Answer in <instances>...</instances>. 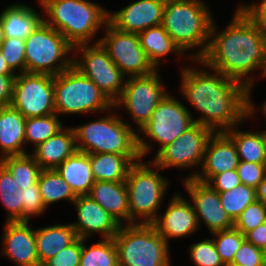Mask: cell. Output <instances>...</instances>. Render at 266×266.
I'll return each mask as SVG.
<instances>
[{
  "label": "cell",
  "instance_id": "obj_8",
  "mask_svg": "<svg viewBox=\"0 0 266 266\" xmlns=\"http://www.w3.org/2000/svg\"><path fill=\"white\" fill-rule=\"evenodd\" d=\"M159 171L162 169L142 159L130 167L125 180L130 224H152L158 217V209L169 187L168 179L160 175Z\"/></svg>",
  "mask_w": 266,
  "mask_h": 266
},
{
  "label": "cell",
  "instance_id": "obj_18",
  "mask_svg": "<svg viewBox=\"0 0 266 266\" xmlns=\"http://www.w3.org/2000/svg\"><path fill=\"white\" fill-rule=\"evenodd\" d=\"M239 163L236 146L226 132H213L210 136L201 166L197 171L186 178H195L208 183L215 175L225 171L236 170Z\"/></svg>",
  "mask_w": 266,
  "mask_h": 266
},
{
  "label": "cell",
  "instance_id": "obj_31",
  "mask_svg": "<svg viewBox=\"0 0 266 266\" xmlns=\"http://www.w3.org/2000/svg\"><path fill=\"white\" fill-rule=\"evenodd\" d=\"M138 37L141 47L156 69L160 66L161 57L169 53L179 54V56L184 54L162 25L148 28L140 32Z\"/></svg>",
  "mask_w": 266,
  "mask_h": 266
},
{
  "label": "cell",
  "instance_id": "obj_46",
  "mask_svg": "<svg viewBox=\"0 0 266 266\" xmlns=\"http://www.w3.org/2000/svg\"><path fill=\"white\" fill-rule=\"evenodd\" d=\"M245 240L266 251V222L247 232Z\"/></svg>",
  "mask_w": 266,
  "mask_h": 266
},
{
  "label": "cell",
  "instance_id": "obj_17",
  "mask_svg": "<svg viewBox=\"0 0 266 266\" xmlns=\"http://www.w3.org/2000/svg\"><path fill=\"white\" fill-rule=\"evenodd\" d=\"M183 183L191 197L199 226L201 219L211 234L234 227V222L221 204L219 193L208 183L198 181L195 178H186Z\"/></svg>",
  "mask_w": 266,
  "mask_h": 266
},
{
  "label": "cell",
  "instance_id": "obj_44",
  "mask_svg": "<svg viewBox=\"0 0 266 266\" xmlns=\"http://www.w3.org/2000/svg\"><path fill=\"white\" fill-rule=\"evenodd\" d=\"M208 184L219 193L232 190L234 187L241 184V180L236 170H230L215 175Z\"/></svg>",
  "mask_w": 266,
  "mask_h": 266
},
{
  "label": "cell",
  "instance_id": "obj_40",
  "mask_svg": "<svg viewBox=\"0 0 266 266\" xmlns=\"http://www.w3.org/2000/svg\"><path fill=\"white\" fill-rule=\"evenodd\" d=\"M229 266H266V251L244 240Z\"/></svg>",
  "mask_w": 266,
  "mask_h": 266
},
{
  "label": "cell",
  "instance_id": "obj_25",
  "mask_svg": "<svg viewBox=\"0 0 266 266\" xmlns=\"http://www.w3.org/2000/svg\"><path fill=\"white\" fill-rule=\"evenodd\" d=\"M25 121L26 118L11 105L0 107V159L27 153Z\"/></svg>",
  "mask_w": 266,
  "mask_h": 266
},
{
  "label": "cell",
  "instance_id": "obj_23",
  "mask_svg": "<svg viewBox=\"0 0 266 266\" xmlns=\"http://www.w3.org/2000/svg\"><path fill=\"white\" fill-rule=\"evenodd\" d=\"M77 151L75 133L72 127H63L31 153L42 170L56 169L63 161Z\"/></svg>",
  "mask_w": 266,
  "mask_h": 266
},
{
  "label": "cell",
  "instance_id": "obj_19",
  "mask_svg": "<svg viewBox=\"0 0 266 266\" xmlns=\"http://www.w3.org/2000/svg\"><path fill=\"white\" fill-rule=\"evenodd\" d=\"M166 0H137L115 13L108 21L118 30L137 33L162 25Z\"/></svg>",
  "mask_w": 266,
  "mask_h": 266
},
{
  "label": "cell",
  "instance_id": "obj_37",
  "mask_svg": "<svg viewBox=\"0 0 266 266\" xmlns=\"http://www.w3.org/2000/svg\"><path fill=\"white\" fill-rule=\"evenodd\" d=\"M0 51L10 69L17 74L25 72V40L5 38L0 45Z\"/></svg>",
  "mask_w": 266,
  "mask_h": 266
},
{
  "label": "cell",
  "instance_id": "obj_49",
  "mask_svg": "<svg viewBox=\"0 0 266 266\" xmlns=\"http://www.w3.org/2000/svg\"><path fill=\"white\" fill-rule=\"evenodd\" d=\"M4 39H5V34H4L2 20H1V16H0V45Z\"/></svg>",
  "mask_w": 266,
  "mask_h": 266
},
{
  "label": "cell",
  "instance_id": "obj_32",
  "mask_svg": "<svg viewBox=\"0 0 266 266\" xmlns=\"http://www.w3.org/2000/svg\"><path fill=\"white\" fill-rule=\"evenodd\" d=\"M38 186L46 208L60 200L66 199L73 202L77 197L56 169L42 170L38 178Z\"/></svg>",
  "mask_w": 266,
  "mask_h": 266
},
{
  "label": "cell",
  "instance_id": "obj_26",
  "mask_svg": "<svg viewBox=\"0 0 266 266\" xmlns=\"http://www.w3.org/2000/svg\"><path fill=\"white\" fill-rule=\"evenodd\" d=\"M35 10L25 4L7 6L0 13L5 38L25 40L43 22V16Z\"/></svg>",
  "mask_w": 266,
  "mask_h": 266
},
{
  "label": "cell",
  "instance_id": "obj_1",
  "mask_svg": "<svg viewBox=\"0 0 266 266\" xmlns=\"http://www.w3.org/2000/svg\"><path fill=\"white\" fill-rule=\"evenodd\" d=\"M217 32L213 21L208 49L200 60L194 61L244 84L246 86V118H251L256 112L250 97L255 77L251 74L254 70L261 69L262 76L264 75L266 33L259 29L238 7L225 30L218 34Z\"/></svg>",
  "mask_w": 266,
  "mask_h": 266
},
{
  "label": "cell",
  "instance_id": "obj_12",
  "mask_svg": "<svg viewBox=\"0 0 266 266\" xmlns=\"http://www.w3.org/2000/svg\"><path fill=\"white\" fill-rule=\"evenodd\" d=\"M74 52H79L80 57L73 55V66L114 103L124 89L126 78L110 59L107 51L100 43H93L77 45L73 47V54Z\"/></svg>",
  "mask_w": 266,
  "mask_h": 266
},
{
  "label": "cell",
  "instance_id": "obj_39",
  "mask_svg": "<svg viewBox=\"0 0 266 266\" xmlns=\"http://www.w3.org/2000/svg\"><path fill=\"white\" fill-rule=\"evenodd\" d=\"M266 222V206L258 200L249 204L234 222V227L244 235Z\"/></svg>",
  "mask_w": 266,
  "mask_h": 266
},
{
  "label": "cell",
  "instance_id": "obj_14",
  "mask_svg": "<svg viewBox=\"0 0 266 266\" xmlns=\"http://www.w3.org/2000/svg\"><path fill=\"white\" fill-rule=\"evenodd\" d=\"M104 29L105 36L95 43L102 45L125 76H145L156 70L141 47L137 33L118 30L109 21Z\"/></svg>",
  "mask_w": 266,
  "mask_h": 266
},
{
  "label": "cell",
  "instance_id": "obj_4",
  "mask_svg": "<svg viewBox=\"0 0 266 266\" xmlns=\"http://www.w3.org/2000/svg\"><path fill=\"white\" fill-rule=\"evenodd\" d=\"M213 21L209 7L201 0H166L162 26L183 53L199 47L188 57L192 60L205 55Z\"/></svg>",
  "mask_w": 266,
  "mask_h": 266
},
{
  "label": "cell",
  "instance_id": "obj_15",
  "mask_svg": "<svg viewBox=\"0 0 266 266\" xmlns=\"http://www.w3.org/2000/svg\"><path fill=\"white\" fill-rule=\"evenodd\" d=\"M11 106L25 118L55 113L53 76L38 73H17Z\"/></svg>",
  "mask_w": 266,
  "mask_h": 266
},
{
  "label": "cell",
  "instance_id": "obj_3",
  "mask_svg": "<svg viewBox=\"0 0 266 266\" xmlns=\"http://www.w3.org/2000/svg\"><path fill=\"white\" fill-rule=\"evenodd\" d=\"M41 171L31 154L0 159V199L8 211L6 222L29 221L47 210L38 186Z\"/></svg>",
  "mask_w": 266,
  "mask_h": 266
},
{
  "label": "cell",
  "instance_id": "obj_27",
  "mask_svg": "<svg viewBox=\"0 0 266 266\" xmlns=\"http://www.w3.org/2000/svg\"><path fill=\"white\" fill-rule=\"evenodd\" d=\"M77 238L71 223L35 229L36 251L40 265L72 244Z\"/></svg>",
  "mask_w": 266,
  "mask_h": 266
},
{
  "label": "cell",
  "instance_id": "obj_47",
  "mask_svg": "<svg viewBox=\"0 0 266 266\" xmlns=\"http://www.w3.org/2000/svg\"><path fill=\"white\" fill-rule=\"evenodd\" d=\"M256 199L266 206V174L256 189Z\"/></svg>",
  "mask_w": 266,
  "mask_h": 266
},
{
  "label": "cell",
  "instance_id": "obj_29",
  "mask_svg": "<svg viewBox=\"0 0 266 266\" xmlns=\"http://www.w3.org/2000/svg\"><path fill=\"white\" fill-rule=\"evenodd\" d=\"M140 159V156H124L116 153L90 154V165L94 180L125 181L130 167Z\"/></svg>",
  "mask_w": 266,
  "mask_h": 266
},
{
  "label": "cell",
  "instance_id": "obj_30",
  "mask_svg": "<svg viewBox=\"0 0 266 266\" xmlns=\"http://www.w3.org/2000/svg\"><path fill=\"white\" fill-rule=\"evenodd\" d=\"M238 125L226 133L233 140L239 161L266 164V130L250 132L240 131Z\"/></svg>",
  "mask_w": 266,
  "mask_h": 266
},
{
  "label": "cell",
  "instance_id": "obj_16",
  "mask_svg": "<svg viewBox=\"0 0 266 266\" xmlns=\"http://www.w3.org/2000/svg\"><path fill=\"white\" fill-rule=\"evenodd\" d=\"M213 131L198 123H194L179 138L163 147L155 154L152 163L163 169L190 168L202 165L205 148Z\"/></svg>",
  "mask_w": 266,
  "mask_h": 266
},
{
  "label": "cell",
  "instance_id": "obj_13",
  "mask_svg": "<svg viewBox=\"0 0 266 266\" xmlns=\"http://www.w3.org/2000/svg\"><path fill=\"white\" fill-rule=\"evenodd\" d=\"M156 69L145 76H131L125 80L120 97L114 108L124 106L131 119L138 125V131L150 120L154 109L167 94Z\"/></svg>",
  "mask_w": 266,
  "mask_h": 266
},
{
  "label": "cell",
  "instance_id": "obj_5",
  "mask_svg": "<svg viewBox=\"0 0 266 266\" xmlns=\"http://www.w3.org/2000/svg\"><path fill=\"white\" fill-rule=\"evenodd\" d=\"M43 21L57 30L73 47L90 44L108 22L109 10L89 0H39Z\"/></svg>",
  "mask_w": 266,
  "mask_h": 266
},
{
  "label": "cell",
  "instance_id": "obj_20",
  "mask_svg": "<svg viewBox=\"0 0 266 266\" xmlns=\"http://www.w3.org/2000/svg\"><path fill=\"white\" fill-rule=\"evenodd\" d=\"M72 203L77 210V221L71 225L81 239L98 232L103 238H113L122 226L89 195H79Z\"/></svg>",
  "mask_w": 266,
  "mask_h": 266
},
{
  "label": "cell",
  "instance_id": "obj_24",
  "mask_svg": "<svg viewBox=\"0 0 266 266\" xmlns=\"http://www.w3.org/2000/svg\"><path fill=\"white\" fill-rule=\"evenodd\" d=\"M88 195L121 225L130 224L128 190L125 181H95Z\"/></svg>",
  "mask_w": 266,
  "mask_h": 266
},
{
  "label": "cell",
  "instance_id": "obj_38",
  "mask_svg": "<svg viewBox=\"0 0 266 266\" xmlns=\"http://www.w3.org/2000/svg\"><path fill=\"white\" fill-rule=\"evenodd\" d=\"M190 258L196 266H226L214 245L213 239L193 243L189 248Z\"/></svg>",
  "mask_w": 266,
  "mask_h": 266
},
{
  "label": "cell",
  "instance_id": "obj_42",
  "mask_svg": "<svg viewBox=\"0 0 266 266\" xmlns=\"http://www.w3.org/2000/svg\"><path fill=\"white\" fill-rule=\"evenodd\" d=\"M236 171L242 184L257 189L266 174V164L239 161Z\"/></svg>",
  "mask_w": 266,
  "mask_h": 266
},
{
  "label": "cell",
  "instance_id": "obj_34",
  "mask_svg": "<svg viewBox=\"0 0 266 266\" xmlns=\"http://www.w3.org/2000/svg\"><path fill=\"white\" fill-rule=\"evenodd\" d=\"M63 123L56 113L46 116L30 117L25 121V144L33 143L35 147L45 142L63 128Z\"/></svg>",
  "mask_w": 266,
  "mask_h": 266
},
{
  "label": "cell",
  "instance_id": "obj_11",
  "mask_svg": "<svg viewBox=\"0 0 266 266\" xmlns=\"http://www.w3.org/2000/svg\"><path fill=\"white\" fill-rule=\"evenodd\" d=\"M187 107L167 93L154 109L150 120L137 132V147L140 158L150 153L151 145L139 134H144L160 144L157 153L194 124Z\"/></svg>",
  "mask_w": 266,
  "mask_h": 266
},
{
  "label": "cell",
  "instance_id": "obj_41",
  "mask_svg": "<svg viewBox=\"0 0 266 266\" xmlns=\"http://www.w3.org/2000/svg\"><path fill=\"white\" fill-rule=\"evenodd\" d=\"M82 253V239L77 238L72 244L62 249L41 266H79Z\"/></svg>",
  "mask_w": 266,
  "mask_h": 266
},
{
  "label": "cell",
  "instance_id": "obj_22",
  "mask_svg": "<svg viewBox=\"0 0 266 266\" xmlns=\"http://www.w3.org/2000/svg\"><path fill=\"white\" fill-rule=\"evenodd\" d=\"M29 225V221L6 222L1 251L18 266H41L36 251L35 229Z\"/></svg>",
  "mask_w": 266,
  "mask_h": 266
},
{
  "label": "cell",
  "instance_id": "obj_10",
  "mask_svg": "<svg viewBox=\"0 0 266 266\" xmlns=\"http://www.w3.org/2000/svg\"><path fill=\"white\" fill-rule=\"evenodd\" d=\"M72 52L73 46L43 21L25 39V72L56 76L73 65Z\"/></svg>",
  "mask_w": 266,
  "mask_h": 266
},
{
  "label": "cell",
  "instance_id": "obj_7",
  "mask_svg": "<svg viewBox=\"0 0 266 266\" xmlns=\"http://www.w3.org/2000/svg\"><path fill=\"white\" fill-rule=\"evenodd\" d=\"M118 266H171L169 243L152 224L122 225L113 237Z\"/></svg>",
  "mask_w": 266,
  "mask_h": 266
},
{
  "label": "cell",
  "instance_id": "obj_28",
  "mask_svg": "<svg viewBox=\"0 0 266 266\" xmlns=\"http://www.w3.org/2000/svg\"><path fill=\"white\" fill-rule=\"evenodd\" d=\"M56 170L76 196L88 195L95 183L90 165V154L76 151L66 158Z\"/></svg>",
  "mask_w": 266,
  "mask_h": 266
},
{
  "label": "cell",
  "instance_id": "obj_51",
  "mask_svg": "<svg viewBox=\"0 0 266 266\" xmlns=\"http://www.w3.org/2000/svg\"><path fill=\"white\" fill-rule=\"evenodd\" d=\"M263 76H266V62H265V65H264V70H263Z\"/></svg>",
  "mask_w": 266,
  "mask_h": 266
},
{
  "label": "cell",
  "instance_id": "obj_35",
  "mask_svg": "<svg viewBox=\"0 0 266 266\" xmlns=\"http://www.w3.org/2000/svg\"><path fill=\"white\" fill-rule=\"evenodd\" d=\"M219 197L225 212L233 222L249 204L257 200L256 189L242 183L232 190L219 192Z\"/></svg>",
  "mask_w": 266,
  "mask_h": 266
},
{
  "label": "cell",
  "instance_id": "obj_6",
  "mask_svg": "<svg viewBox=\"0 0 266 266\" xmlns=\"http://www.w3.org/2000/svg\"><path fill=\"white\" fill-rule=\"evenodd\" d=\"M109 112L108 116L72 127L77 151L87 154L116 153L124 156H140L137 133L133 126Z\"/></svg>",
  "mask_w": 266,
  "mask_h": 266
},
{
  "label": "cell",
  "instance_id": "obj_21",
  "mask_svg": "<svg viewBox=\"0 0 266 266\" xmlns=\"http://www.w3.org/2000/svg\"><path fill=\"white\" fill-rule=\"evenodd\" d=\"M181 194L175 193L163 216L158 215L152 225L167 241L169 238L187 237L199 228L193 205Z\"/></svg>",
  "mask_w": 266,
  "mask_h": 266
},
{
  "label": "cell",
  "instance_id": "obj_36",
  "mask_svg": "<svg viewBox=\"0 0 266 266\" xmlns=\"http://www.w3.org/2000/svg\"><path fill=\"white\" fill-rule=\"evenodd\" d=\"M212 234L214 236L212 238L214 245L222 262L229 266L234 259L236 251L245 240V235L235 227Z\"/></svg>",
  "mask_w": 266,
  "mask_h": 266
},
{
  "label": "cell",
  "instance_id": "obj_9",
  "mask_svg": "<svg viewBox=\"0 0 266 266\" xmlns=\"http://www.w3.org/2000/svg\"><path fill=\"white\" fill-rule=\"evenodd\" d=\"M54 108L59 114L97 113L113 109V103L73 65L53 76Z\"/></svg>",
  "mask_w": 266,
  "mask_h": 266
},
{
  "label": "cell",
  "instance_id": "obj_43",
  "mask_svg": "<svg viewBox=\"0 0 266 266\" xmlns=\"http://www.w3.org/2000/svg\"><path fill=\"white\" fill-rule=\"evenodd\" d=\"M238 8L244 13L259 29L266 33V0L260 4H241Z\"/></svg>",
  "mask_w": 266,
  "mask_h": 266
},
{
  "label": "cell",
  "instance_id": "obj_33",
  "mask_svg": "<svg viewBox=\"0 0 266 266\" xmlns=\"http://www.w3.org/2000/svg\"><path fill=\"white\" fill-rule=\"evenodd\" d=\"M82 239V253L79 266H118L117 249L113 238H103L92 246Z\"/></svg>",
  "mask_w": 266,
  "mask_h": 266
},
{
  "label": "cell",
  "instance_id": "obj_2",
  "mask_svg": "<svg viewBox=\"0 0 266 266\" xmlns=\"http://www.w3.org/2000/svg\"><path fill=\"white\" fill-rule=\"evenodd\" d=\"M184 67L181 93L202 115L194 119L213 132H226L246 120V86L221 72ZM215 72V73H214Z\"/></svg>",
  "mask_w": 266,
  "mask_h": 266
},
{
  "label": "cell",
  "instance_id": "obj_48",
  "mask_svg": "<svg viewBox=\"0 0 266 266\" xmlns=\"http://www.w3.org/2000/svg\"><path fill=\"white\" fill-rule=\"evenodd\" d=\"M0 74L1 75H16L7 65L1 51H0Z\"/></svg>",
  "mask_w": 266,
  "mask_h": 266
},
{
  "label": "cell",
  "instance_id": "obj_45",
  "mask_svg": "<svg viewBox=\"0 0 266 266\" xmlns=\"http://www.w3.org/2000/svg\"><path fill=\"white\" fill-rule=\"evenodd\" d=\"M15 77L0 74V107L11 105Z\"/></svg>",
  "mask_w": 266,
  "mask_h": 266
},
{
  "label": "cell",
  "instance_id": "obj_50",
  "mask_svg": "<svg viewBox=\"0 0 266 266\" xmlns=\"http://www.w3.org/2000/svg\"><path fill=\"white\" fill-rule=\"evenodd\" d=\"M262 107V113L264 114V116L266 117V102L263 103V106Z\"/></svg>",
  "mask_w": 266,
  "mask_h": 266
}]
</instances>
